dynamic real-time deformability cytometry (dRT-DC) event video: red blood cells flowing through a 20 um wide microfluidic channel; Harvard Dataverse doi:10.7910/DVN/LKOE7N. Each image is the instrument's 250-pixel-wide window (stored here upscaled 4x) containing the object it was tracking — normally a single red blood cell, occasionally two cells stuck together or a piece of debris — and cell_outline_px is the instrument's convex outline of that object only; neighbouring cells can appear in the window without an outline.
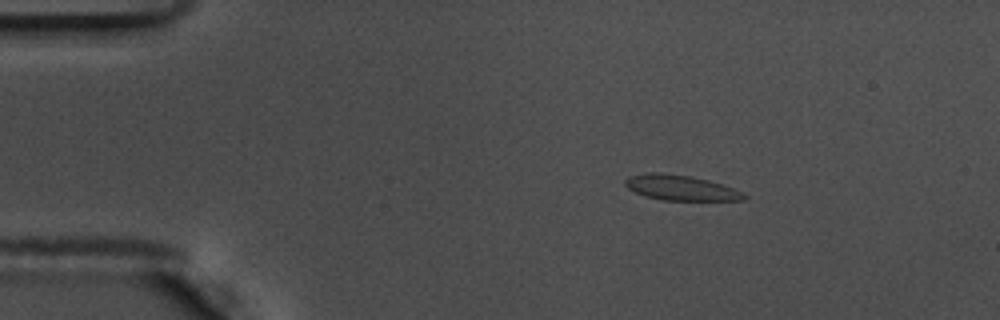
{"species": "common noctule bat (a hibernating species)", "species_latin": "Nyctalus noctula", "temperature_condition": "warm", "stored_images_in_passage": 47, "camera_frame_rate_fps": 3000, "um_per_image_px": 0.085, "animal": {"sex": "male", "body_mass_g": 17.5, "forearm_length_mm": 52.3}, "frame": {"image": 1, "passage_image": 1, "time_ms": 0.0, "image_size_px": [1000, 320], "cell_outline_px": [[748, 196], [744, 200], [664, 200], [644, 196], [628, 188], [624, 184], [624, 180], [628, 176], [648, 172], [660, 172], [692, 176], [708, 180], [744, 192]], "centroid_in_image_um": [57.84, 15.95], "position_along_channel_um": 27.2, "area_um2": 17.51}}
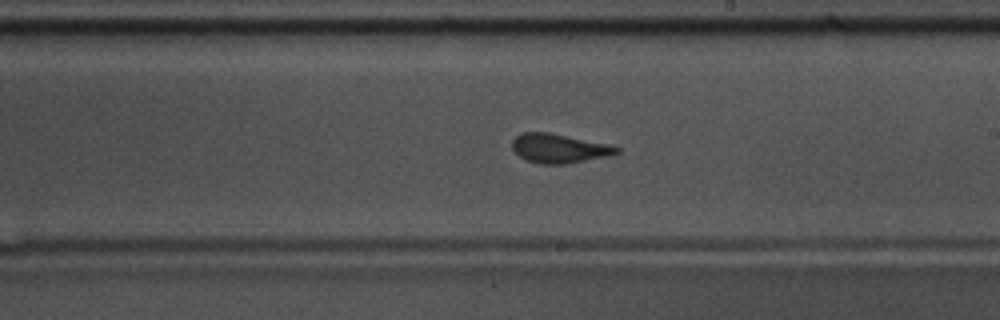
{"frame": {"image": 2, "passage_image": 24, "time_ms": 7.667, "image_size_px": [1000, 320], "cell_outline_px": [[620, 152], [608, 156], [564, 164], [540, 164], [528, 160], [520, 156], [512, 148], [512, 140], [516, 136], [524, 132], [548, 132], [608, 144], [620, 148]], "centroid_in_image_um": [47.52, 12.61], "position_along_channel_um": 241.5, "area_um2": 17.51}}
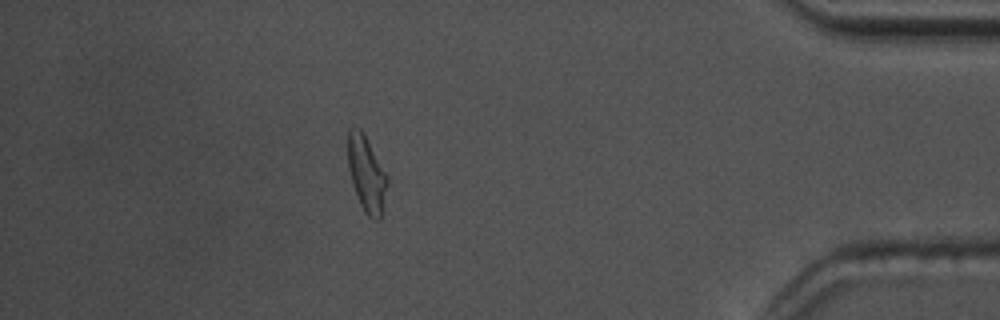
{"frame": {"image": 3, "passage_image": 41, "time_ms": 13.333, "image_size_px": [1000, 320], "cell_outline_px": [[388, 184], [380, 220], [372, 220], [364, 212], [360, 204], [352, 184], [348, 168], [348, 128], [352, 124], [360, 128], [364, 132], [388, 176]], "centroid_in_image_um": [31.15, 14.75], "position_along_channel_um": 404.1, "area_um2": 17.8}, "authors_computed_cell_mechanics": {"area_um2": 17.4556, "velocity_mm_per_s": 3.6564, "shape_relaxation_time_tau1_ms": 6.4391, "shape_relaxation_time_tau2_ms": 0.6303, "deformation_change_tau1": 0.1843, "deformation_change_tau2": 0.0421}}